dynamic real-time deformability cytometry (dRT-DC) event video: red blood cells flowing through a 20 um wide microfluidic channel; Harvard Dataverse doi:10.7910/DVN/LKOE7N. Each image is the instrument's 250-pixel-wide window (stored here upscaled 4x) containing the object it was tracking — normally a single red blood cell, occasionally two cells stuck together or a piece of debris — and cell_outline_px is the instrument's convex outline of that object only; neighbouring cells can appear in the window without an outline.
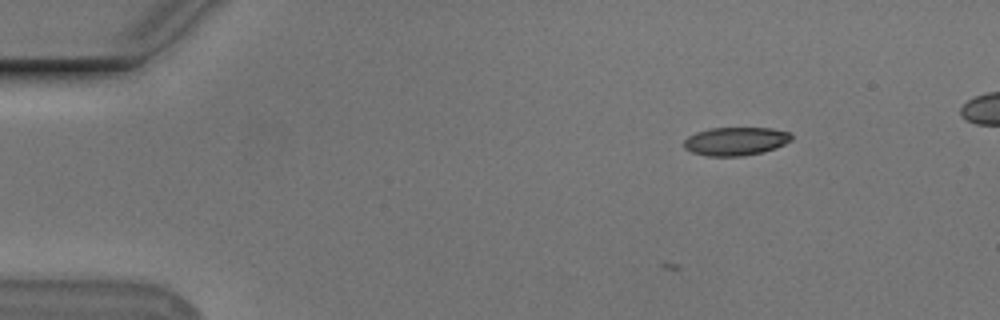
{"species": "Egyptian fruit bat (a non-hibernating species)", "species_latin": "Rousettus aegyptiacus", "temperature_condition": "cold", "stored_images_in_passage": 2, "camera_frame_rate_fps": 3000, "um_per_image_px": 0.085, "animal": {"sex": "male"}, "frame": {"image": 1, "passage_image": 2, "time_ms": 0.333, "image_size_px": [1000, 320], "cell_outline_px": [[792, 140], [776, 148], [764, 152], [744, 156], [708, 156], [692, 152], [684, 148], [684, 140], [688, 136], [696, 132], [712, 128], [772, 128], [788, 132], [792, 136]], "centroid_in_image_um": [62.54, 12.01], "position_along_channel_um": 22.5, "area_um2": 17.8}}